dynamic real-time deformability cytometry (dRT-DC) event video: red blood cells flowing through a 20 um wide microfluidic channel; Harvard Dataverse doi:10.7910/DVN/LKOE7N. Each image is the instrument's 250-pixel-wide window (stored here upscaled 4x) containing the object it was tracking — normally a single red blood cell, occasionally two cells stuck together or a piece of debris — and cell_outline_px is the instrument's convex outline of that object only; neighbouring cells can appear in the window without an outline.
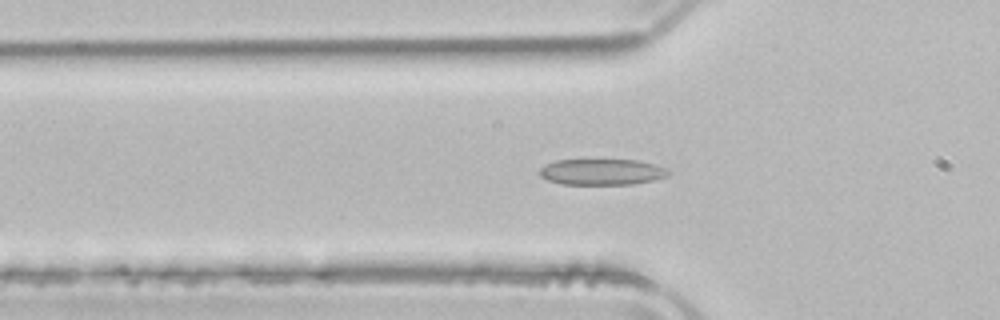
{"species": "common noctule bat (a hibernating species)", "species_latin": "Nyctalus noctula", "temperature_condition": "room temperature", "stored_images_in_passage": 45, "camera_frame_rate_fps": 3000, "um_per_image_px": 0.085, "animal": {"sex": "male", "body_mass_g": 21.5, "forearm_length_mm": 52.0}, "frame": {"image": 1, "passage_image": 10, "time_ms": 3.0, "image_size_px": [1000, 320], "cell_outline_px": [[672, 172], [668, 176], [652, 180], [632, 184], [560, 184], [548, 180], [540, 176], [540, 168], [544, 164], [556, 160], [636, 160], [668, 168]], "centroid_in_image_um": [51.15, 14.61], "position_along_channel_um": 74.6, "area_um2": 19.54}}
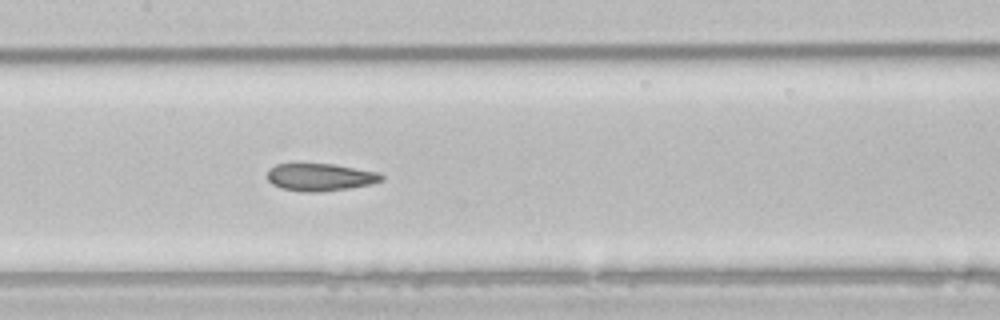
{"frame": {"image": 2, "passage_image": 18, "time_ms": 5.667, "image_size_px": [1000, 320], "cell_outline_px": [[384, 180], [372, 184], [348, 188], [320, 192], [300, 192], [280, 188], [272, 184], [268, 180], [268, 168], [276, 164], [332, 164], [380, 172], [384, 176]], "centroid_in_image_um": [27.23, 15.06], "position_along_channel_um": 180.2, "area_um2": 18.44}}
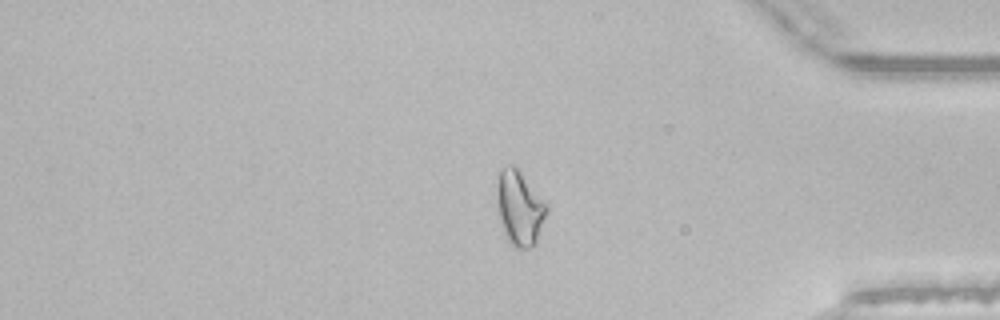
{"frame": {"image": 3, "passage_image": 36, "time_ms": 11.667, "image_size_px": [1000, 320], "cell_outline_px": [[548, 208], [536, 240], [528, 248], [516, 248], [508, 240], [504, 232], [500, 220], [496, 200], [496, 184], [500, 168], [508, 164], [512, 164], [520, 172], [548, 204]], "centroid_in_image_um": [44.13, 17.63], "position_along_channel_um": 391.1, "area_um2": 21.39}, "authors_computed_cell_mechanics": {"area_um2": 19.5364, "velocity_mm_per_s": 3.9185, "shape_relaxation_time_tau1_ms": 6.363, "shape_relaxation_time_tau2_ms": 1.8371, "deformation_change_tau1": 0.1529, "deformation_change_tau2": 0.0941}}